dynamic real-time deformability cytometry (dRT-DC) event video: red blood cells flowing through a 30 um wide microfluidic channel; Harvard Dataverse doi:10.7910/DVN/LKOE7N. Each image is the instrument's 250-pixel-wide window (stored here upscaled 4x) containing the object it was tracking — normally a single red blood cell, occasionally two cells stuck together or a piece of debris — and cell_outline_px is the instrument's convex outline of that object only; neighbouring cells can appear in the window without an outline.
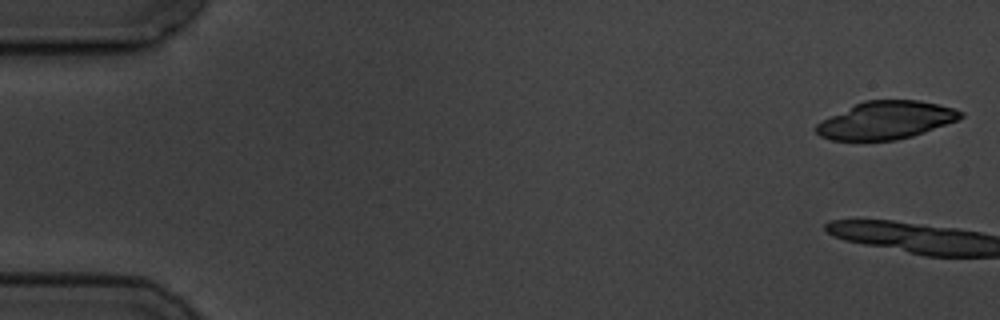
{"species": "common noctule bat (a hibernating species)", "species_latin": "Nyctalus noctula", "temperature_condition": "cold", "stored_images_in_passage": 6, "camera_frame_rate_fps": 3000, "um_per_image_px": 0.085, "animal": {"sex": "male", "body_mass_g": 19.5, "forearm_length_mm": 54.6}, "frame": {"image": 1, "passage_image": 1, "time_ms": 0.0, "image_size_px": [1000, 320], "cell_outline_px": [[964, 116], [956, 120], [924, 132], [912, 136], [896, 140], [832, 140], [820, 136], [816, 132], [816, 124], [864, 100], [920, 100], [952, 108], [964, 112]], "centroid_in_image_um": [75.33, 10.22], "position_along_channel_um": 9.7, "area_um2": 31.21}}